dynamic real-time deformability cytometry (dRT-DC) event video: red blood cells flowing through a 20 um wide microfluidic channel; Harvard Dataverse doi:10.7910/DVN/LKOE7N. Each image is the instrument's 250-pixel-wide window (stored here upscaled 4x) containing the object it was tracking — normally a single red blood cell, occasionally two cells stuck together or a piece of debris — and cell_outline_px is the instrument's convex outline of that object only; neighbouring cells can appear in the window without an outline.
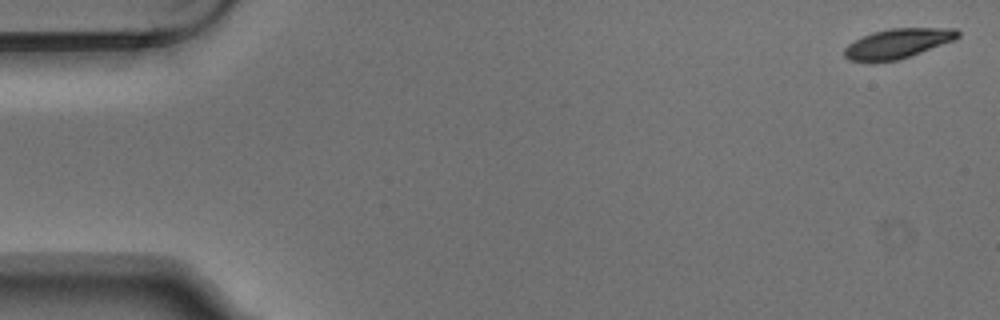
{"species": "Egyptian fruit bat (a non-hibernating species)", "species_latin": "Rousettus aegyptiacus", "temperature_condition": "warm", "stored_images_in_passage": 5, "camera_frame_rate_fps": 3000, "um_per_image_px": 0.085, "animal": {"sex": "male"}, "frame": {"image": 1, "passage_image": 1, "time_ms": 0.0, "image_size_px": [1000, 320], "cell_outline_px": [[960, 36], [956, 40], [900, 60], [876, 64], [868, 64], [848, 60], [844, 56], [844, 48], [848, 44], [872, 32], [892, 28], [956, 28], [960, 32]], "centroid_in_image_um": [76.29, 3.74], "position_along_channel_um": 8.7, "area_um2": 20.35}}
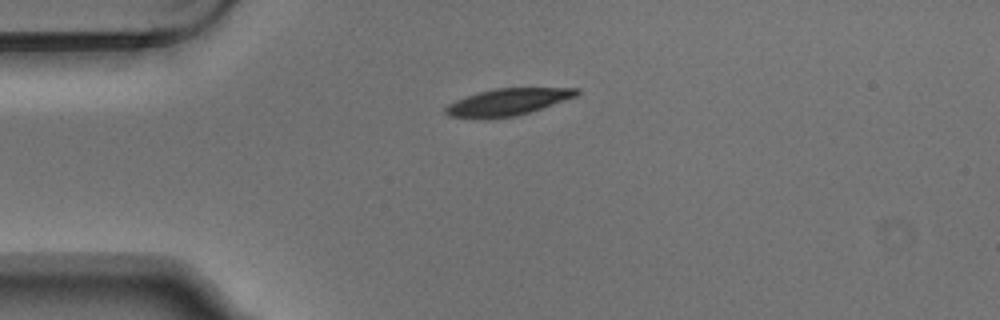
{"frame": {"image": 2, "passage_image": 4, "time_ms": 1.0, "image_size_px": [1000, 320], "cell_outline_px": [[580, 92], [576, 96], [516, 116], [448, 116], [444, 112], [444, 108], [448, 104], [456, 100], [480, 92], [496, 88], [580, 88]], "centroid_in_image_um": [43.19, 8.63], "position_along_channel_um": 41.8, "area_um2": 19.54}}